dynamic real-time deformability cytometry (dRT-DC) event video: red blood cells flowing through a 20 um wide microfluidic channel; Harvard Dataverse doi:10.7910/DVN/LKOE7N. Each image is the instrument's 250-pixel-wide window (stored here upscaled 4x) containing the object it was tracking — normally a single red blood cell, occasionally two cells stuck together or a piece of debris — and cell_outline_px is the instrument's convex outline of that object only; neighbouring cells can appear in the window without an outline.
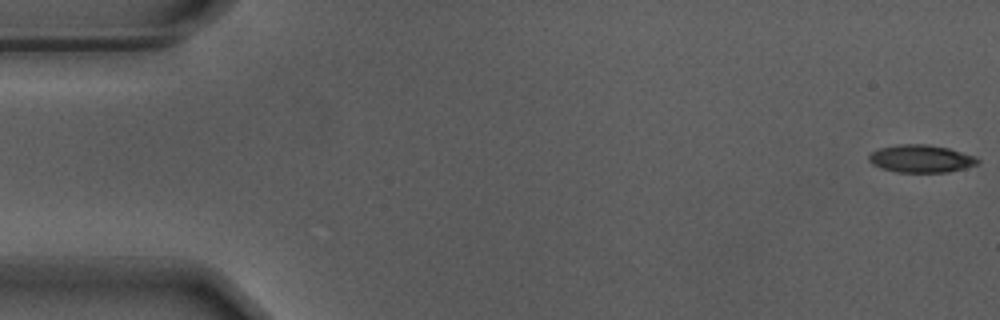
{"species": "Egyptian fruit bat (a non-hibernating species)", "species_latin": "Rousettus aegyptiacus", "temperature_condition": "warm", "stored_images_in_passage": 56, "camera_frame_rate_fps": 3000, "um_per_image_px": 0.085, "animal": {"sex": "male"}, "frame": {"image": 1, "passage_image": 1, "time_ms": 0.0, "image_size_px": [1000, 320], "cell_outline_px": [[980, 160], [976, 164], [964, 168], [948, 172], [896, 172], [880, 168], [872, 164], [868, 160], [868, 156], [872, 152], [880, 148], [900, 144], [928, 144], [948, 148], [972, 156]], "centroid_in_image_um": [78.23, 13.49], "position_along_channel_um": 6.8, "area_um2": 17.34}}
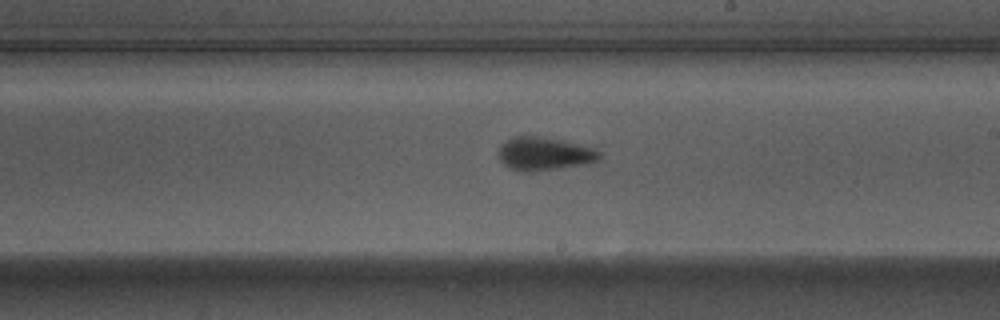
{"frame": {"image": 2, "passage_image": 32, "time_ms": 10.333, "image_size_px": [1000, 320], "cell_outline_px": [[600, 160], [588, 164], [528, 172], [524, 172], [508, 168], [500, 160], [500, 144], [516, 136], [536, 136], [560, 140], [592, 148], [600, 152]], "centroid_in_image_um": [46.26, 13.09], "position_along_channel_um": 242.7, "area_um2": 19.25}}
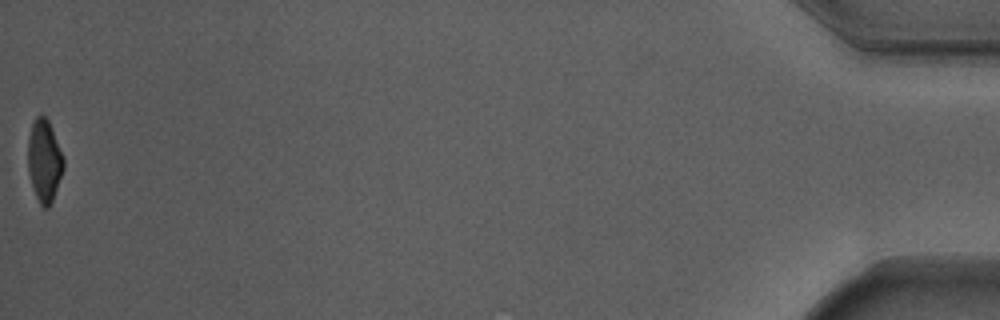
{"frame": {"image": 3, "passage_image": 56, "time_ms": 18.333, "image_size_px": [1000, 320], "cell_outline_px": [[64, 168], [52, 200], [48, 208], [44, 208], [40, 204], [36, 196], [32, 184], [28, 168], [28, 140], [32, 124], [36, 116], [44, 116], [48, 120], [64, 160]], "centroid_in_image_um": [3.76, 13.67], "position_along_channel_um": 431.4, "area_um2": 16.59}, "authors_computed_cell_mechanics": {"area_um2": 18.3804, "velocity_mm_per_s": 3.6989, "shape_relaxation_time_tau1_ms": 2.6351, "shape_relaxation_time_tau2_ms": 1.3088, "deformation_change_tau1": 0.1426, "deformation_change_tau2": 0.0877}}